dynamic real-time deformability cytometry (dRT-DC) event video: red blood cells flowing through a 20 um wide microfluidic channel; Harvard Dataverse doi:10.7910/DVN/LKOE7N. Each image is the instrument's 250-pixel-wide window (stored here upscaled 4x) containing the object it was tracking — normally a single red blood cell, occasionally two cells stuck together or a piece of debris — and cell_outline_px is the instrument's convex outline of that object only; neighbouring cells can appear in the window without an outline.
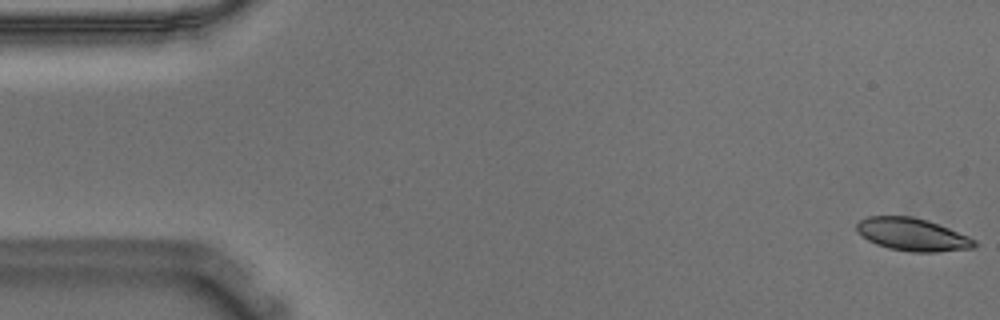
{"species": "Egyptian fruit bat (a non-hibernating species)", "species_latin": "Rousettus aegyptiacus", "temperature_condition": "warm", "stored_images_in_passage": 55, "camera_frame_rate_fps": 3000, "um_per_image_px": 0.085, "animal": {"sex": "male"}, "frame": {"image": 1, "passage_image": 1, "time_ms": 0.0, "image_size_px": [1000, 320], "cell_outline_px": [[976, 244], [972, 248], [936, 252], [912, 252], [888, 248], [876, 244], [868, 240], [856, 232], [856, 224], [860, 220], [868, 216], [912, 216], [928, 220], [968, 236], [976, 240]], "centroid_in_image_um": [77.52, 19.93], "position_along_channel_um": 7.5, "area_um2": 22.43}}
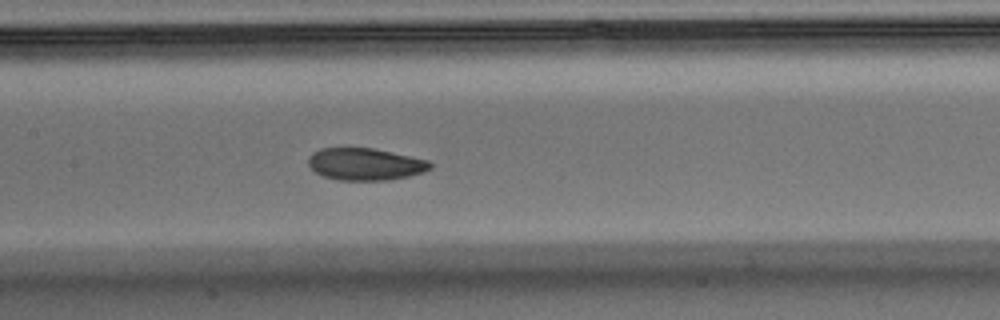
{"frame": {"image": 2, "passage_image": 26, "time_ms": 8.333, "image_size_px": [1000, 320], "cell_outline_px": [[432, 168], [424, 172], [408, 176], [388, 180], [340, 180], [324, 176], [316, 172], [308, 164], [308, 156], [312, 152], [320, 148], [372, 148], [428, 160], [432, 164]], "centroid_in_image_um": [31.04, 13.95], "position_along_channel_um": 176.4, "area_um2": 22.72}}
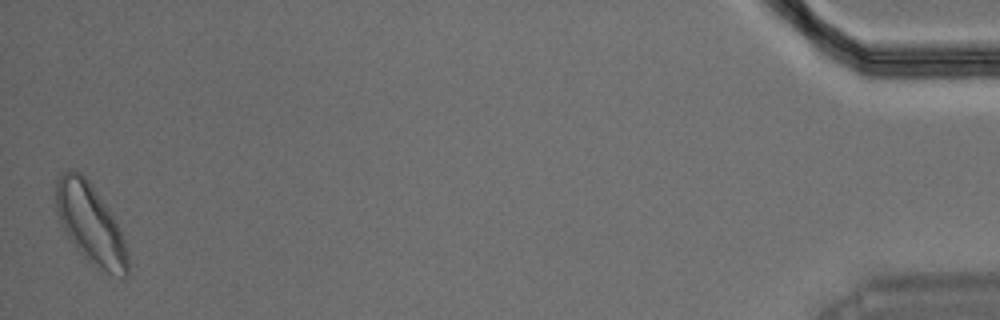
{"frame": {"image": 3, "passage_image": 55, "time_ms": 18.0, "image_size_px": [1000, 320], "cell_outline_px": [[128, 276], [120, 280], [88, 260], [72, 244], [60, 224], [56, 212], [56, 180], [68, 168], [72, 168], [80, 172], [92, 184], [108, 208], [124, 240], [128, 256]], "centroid_in_image_um": [7.67, 19.02], "position_along_channel_um": 427.5, "area_um2": 33.29}, "authors_computed_cell_mechanics": {"area_um2": 23.5246, "velocity_mm_per_s": 3.5942, "shape_relaxation_time_tau1_ms": 3.8353, "shape_relaxation_time_tau2_ms": 3.142, "deformation_change_tau1": 0.1229, "deformation_change_tau2": 0.0762}}